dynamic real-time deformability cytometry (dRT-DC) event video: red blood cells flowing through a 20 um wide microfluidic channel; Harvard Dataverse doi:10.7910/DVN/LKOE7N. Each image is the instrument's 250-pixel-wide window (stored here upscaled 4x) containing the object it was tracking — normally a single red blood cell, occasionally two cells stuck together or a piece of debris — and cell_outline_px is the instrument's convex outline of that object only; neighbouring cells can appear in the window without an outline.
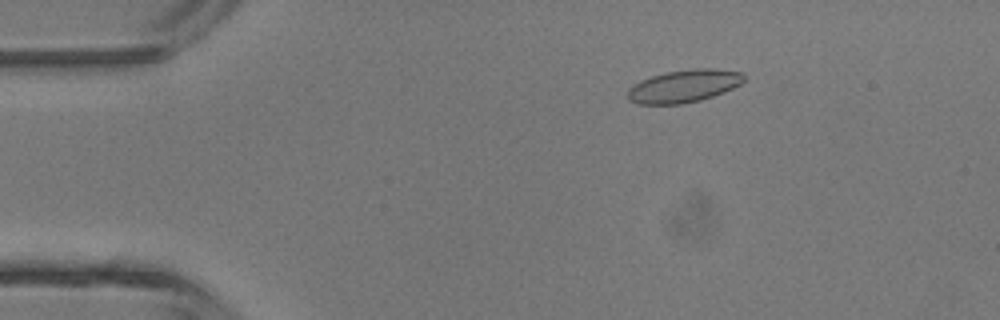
{"species": "common noctule bat (a hibernating species)", "species_latin": "Nyctalus noctula", "temperature_condition": "room temperature", "stored_images_in_passage": 6, "camera_frame_rate_fps": 3000, "um_per_image_px": 0.085, "animal": {"sex": "male", "body_mass_g": 13.3}, "frame": {"image": 1, "passage_image": 3, "time_ms": 0.667, "image_size_px": [1000, 320], "cell_outline_px": [[744, 80], [740, 84], [724, 92], [700, 100], [684, 104], [640, 104], [628, 100], [628, 88], [640, 80], [652, 76], [668, 72], [696, 68], [712, 68], [744, 72]], "centroid_in_image_um": [58.14, 7.32], "position_along_channel_um": 26.9, "area_um2": 22.08}}
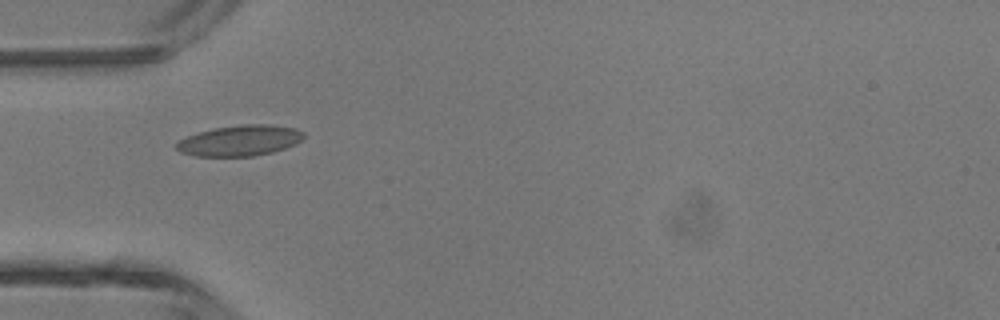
{"frame": {"image": 2, "passage_image": 5, "time_ms": 1.333, "image_size_px": [1000, 320], "cell_outline_px": [[304, 136], [296, 144], [272, 152], [256, 156], [196, 156], [180, 152], [176, 148], [176, 144], [180, 140], [188, 136], [200, 132], [216, 128], [244, 124], [268, 124], [296, 128], [304, 132]], "centroid_in_image_um": [20.42, 11.95], "position_along_channel_um": 64.6, "area_um2": 22.6}}
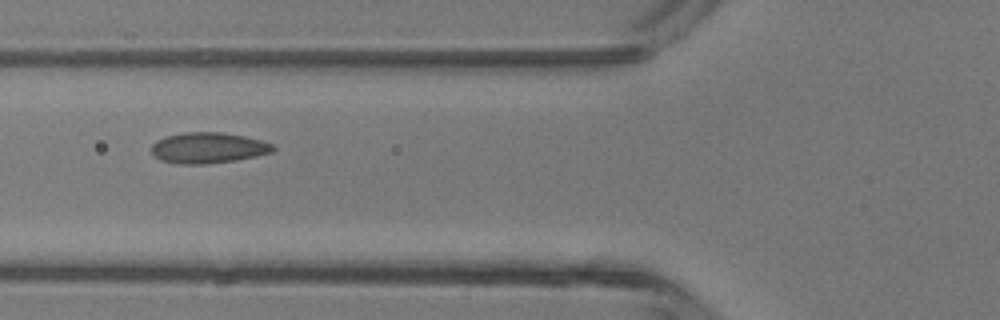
{"frame": {"image": 3, "passage_image": 6, "time_ms": 1.667, "image_size_px": [1000, 320], "cell_outline_px": [[276, 148], [272, 152], [256, 156], [236, 160], [208, 164], [180, 164], [160, 160], [152, 152], [152, 144], [168, 136], [184, 132], [220, 132], [244, 136], [260, 140], [272, 144]], "centroid_in_image_um": [17.72, 12.57], "position_along_channel_um": 108.1, "area_um2": 21.62}}